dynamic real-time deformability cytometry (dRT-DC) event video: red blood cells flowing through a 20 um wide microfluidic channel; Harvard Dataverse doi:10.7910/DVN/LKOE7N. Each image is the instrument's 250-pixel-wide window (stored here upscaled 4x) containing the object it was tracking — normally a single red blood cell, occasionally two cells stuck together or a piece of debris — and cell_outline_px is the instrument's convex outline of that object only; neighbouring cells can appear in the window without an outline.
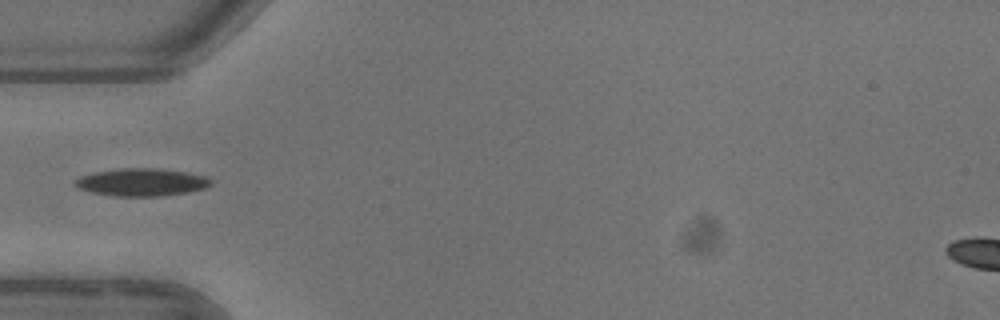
{"species": "common noctule bat (a hibernating species)", "species_latin": "Nyctalus noctula", "temperature_condition": "warm", "stored_images_in_passage": 4, "camera_frame_rate_fps": 3000, "um_per_image_px": 0.085, "animal": {"sex": "female"}, "frame": {"image": 1, "passage_image": 4, "time_ms": 3.333, "image_size_px": [1000, 320], "cell_outline_px": [[212, 184], [204, 188], [188, 192], [160, 196], [112, 196], [92, 192], [76, 188], [72, 184], [80, 176], [96, 172], [120, 168], [156, 168], [184, 172], [204, 176], [212, 180]], "centroid_in_image_um": [12.0, 15.49], "position_along_channel_um": 73.0, "area_um2": 21.79}}